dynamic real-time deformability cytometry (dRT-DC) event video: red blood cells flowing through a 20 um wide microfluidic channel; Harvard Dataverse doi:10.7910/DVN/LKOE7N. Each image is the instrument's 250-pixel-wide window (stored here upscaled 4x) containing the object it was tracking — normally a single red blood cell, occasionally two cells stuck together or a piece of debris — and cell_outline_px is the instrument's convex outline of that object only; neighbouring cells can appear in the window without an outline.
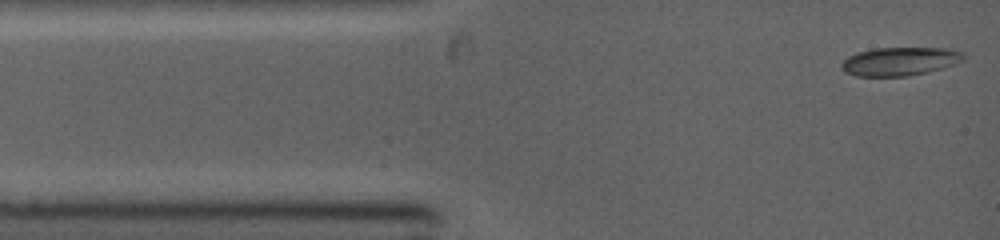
{"species": "common noctule bat (a hibernating species)", "species_latin": "Nyctalus noctula", "temperature_condition": "warm", "stored_images_in_passage": 67, "camera_frame_rate_fps": 5000, "um_per_image_px": 0.085, "animal": {"sex": "female", "body_mass_g": 19.0, "forearm_length_mm": 53.3}, "frame": {"image": 1, "passage_image": 1, "time_ms": 0.0, "image_size_px": [1000, 240], "cell_outline_px": [[964, 60], [928, 72], [908, 76], [856, 76], [844, 72], [840, 68], [840, 64], [848, 56], [860, 52], [876, 48], [944, 48], [964, 52]], "centroid_in_image_um": [76.45, 5.22], "position_along_channel_um": 8.5, "area_um2": 20.11}}
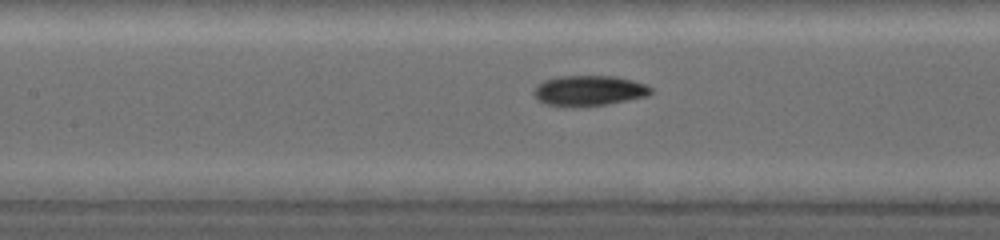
{"frame": {"image": 2, "passage_image": 34, "time_ms": 4.4, "image_size_px": [1000, 240], "cell_outline_px": [[652, 92], [648, 96], [608, 104], [564, 108], [544, 104], [536, 100], [532, 92], [536, 84], [544, 80], [556, 76], [616, 76], [648, 84], [652, 88]], "centroid_in_image_um": [50.01, 7.72], "position_along_channel_um": 157.4, "area_um2": 21.33}}
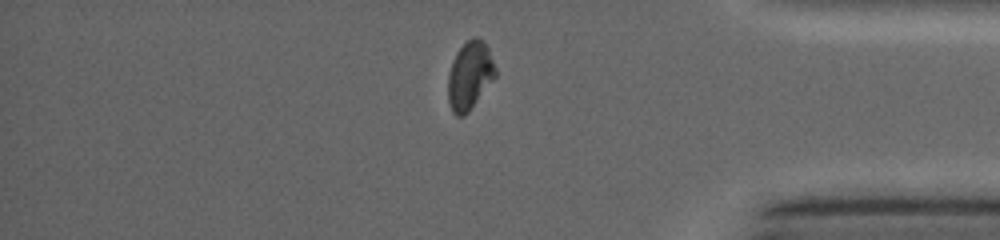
{"frame": {"image": 3, "passage_image": 61, "time_ms": 10.0, "image_size_px": [1000, 240], "cell_outline_px": [[496, 76], [468, 112], [464, 116], [456, 116], [452, 112], [448, 100], [448, 76], [452, 60], [456, 52], [472, 36], [476, 36], [484, 40], [488, 48], [496, 68]], "centroid_in_image_um": [39.92, 6.4], "position_along_channel_um": 395.3, "area_um2": 18.84}}